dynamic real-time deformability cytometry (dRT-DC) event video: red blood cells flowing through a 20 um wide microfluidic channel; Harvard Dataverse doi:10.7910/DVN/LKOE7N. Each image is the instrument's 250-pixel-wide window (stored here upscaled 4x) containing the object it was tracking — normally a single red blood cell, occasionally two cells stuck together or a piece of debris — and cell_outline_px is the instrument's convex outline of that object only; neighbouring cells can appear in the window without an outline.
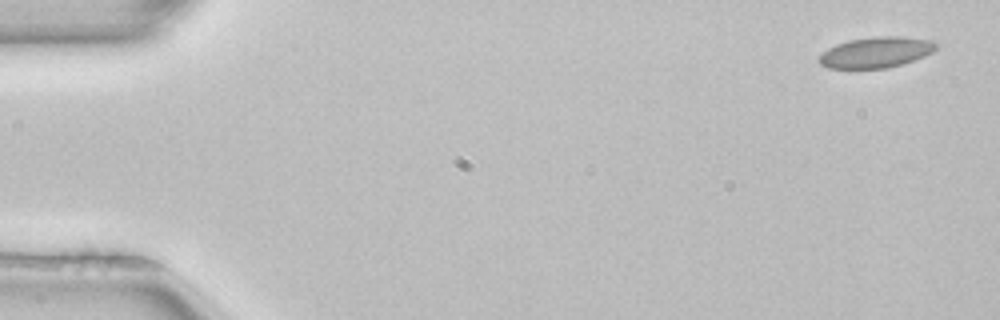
{"species": "common noctule bat (a hibernating species)", "species_latin": "Nyctalus noctula", "temperature_condition": "room temperature", "stored_images_in_passage": 5, "camera_frame_rate_fps": 3000, "um_per_image_px": 0.085, "animal": {"sex": "female", "body_mass_g": 22.7, "forearm_length_mm": 54.2}, "frame": {"image": 1, "passage_image": 1, "time_ms": 0.0, "image_size_px": [1000, 320], "cell_outline_px": [[940, 44], [932, 52], [924, 56], [888, 68], [828, 68], [820, 64], [820, 56], [828, 48], [836, 44], [848, 40], [876, 36], [900, 36], [932, 40]], "centroid_in_image_um": [74.49, 4.43], "position_along_channel_um": 10.5, "area_um2": 20.87}}